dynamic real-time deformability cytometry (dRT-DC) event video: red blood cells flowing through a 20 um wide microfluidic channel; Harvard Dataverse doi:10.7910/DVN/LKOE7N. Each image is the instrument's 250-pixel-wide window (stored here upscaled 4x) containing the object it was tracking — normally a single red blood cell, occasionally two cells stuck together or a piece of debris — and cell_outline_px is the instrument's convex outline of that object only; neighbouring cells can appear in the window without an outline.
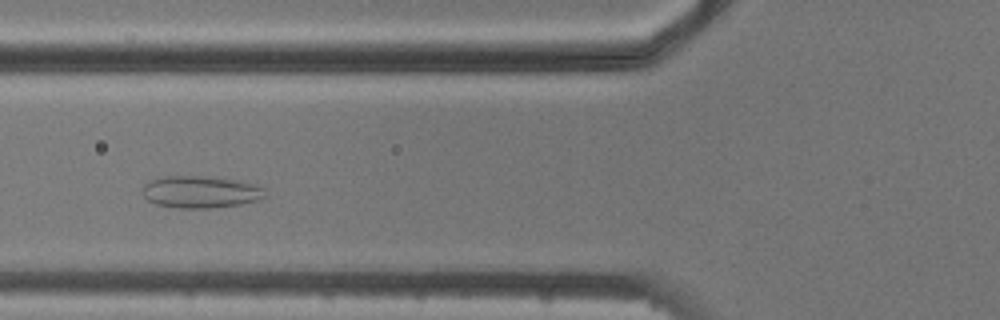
{"species": "common noctule bat (a hibernating species)", "species_latin": "Nyctalus noctula", "temperature_condition": "cold", "stored_images_in_passage": 6, "camera_frame_rate_fps": 3000, "um_per_image_px": 0.085, "animal": {"sex": "male", "body_mass_g": 20.5, "forearm_length_mm": 52.5}, "frame": {"image": 1, "passage_image": 4, "time_ms": 3.667, "image_size_px": [1000, 320], "cell_outline_px": [[264, 196], [260, 200], [240, 204], [212, 208], [176, 208], [156, 204], [148, 200], [144, 196], [144, 184], [148, 180], [164, 176], [204, 176], [236, 180], [256, 184], [264, 188]], "centroid_in_image_um": [17.05, 16.31], "position_along_channel_um": 108.8, "area_um2": 22.95}}